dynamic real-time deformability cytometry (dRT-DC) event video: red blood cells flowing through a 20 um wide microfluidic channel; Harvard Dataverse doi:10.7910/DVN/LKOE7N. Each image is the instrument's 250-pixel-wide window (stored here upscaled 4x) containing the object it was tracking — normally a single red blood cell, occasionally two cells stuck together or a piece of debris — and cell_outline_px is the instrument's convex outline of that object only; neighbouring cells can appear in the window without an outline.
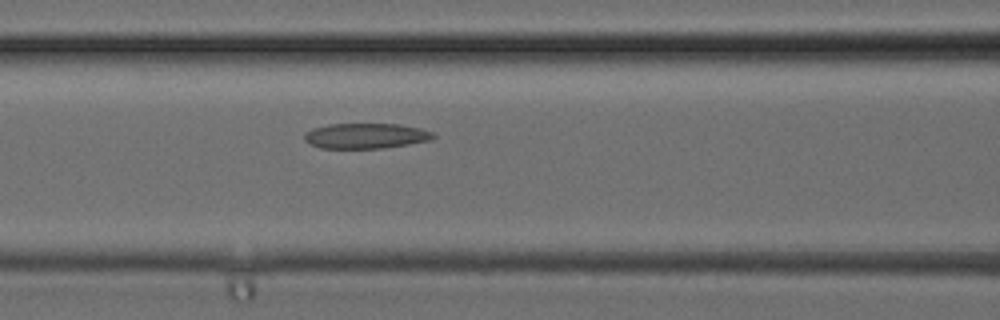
{"species": "common noctule bat (a hibernating species)", "species_latin": "Nyctalus noctula", "temperature_condition": "cold", "stored_images_in_passage": 25, "camera_frame_rate_fps": 3000, "um_per_image_px": 0.085, "animal": {"sex": "female", "body_mass_g": 24.6, "forearm_length_mm": 56.2}, "frame": {"image": 1, "passage_image": 9, "time_ms": 2.667, "image_size_px": [1000, 320], "cell_outline_px": [[436, 136], [432, 140], [408, 144], [380, 148], [320, 148], [308, 144], [304, 140], [304, 132], [312, 128], [328, 124], [400, 124], [420, 128], [432, 132]], "centroid_in_image_um": [31.05, 11.54], "position_along_channel_um": 135.5, "area_um2": 19.13}}
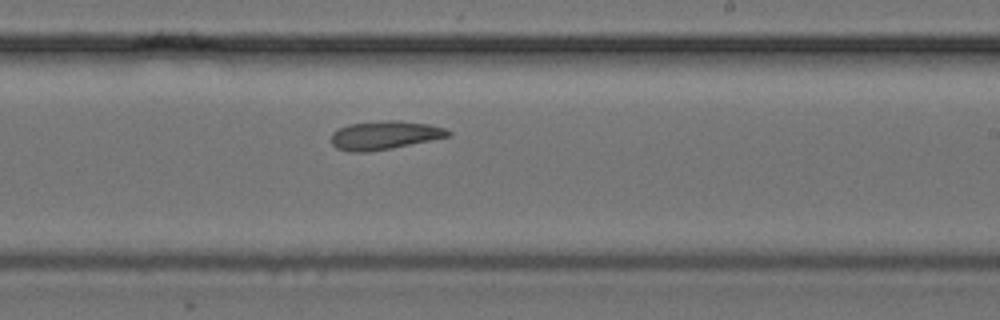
{"frame": {"image": 2, "passage_image": 15, "time_ms": 4.667, "image_size_px": [1000, 320], "cell_outline_px": [[452, 136], [392, 148], [368, 152], [348, 152], [336, 148], [332, 144], [332, 132], [348, 124], [384, 120], [396, 120], [428, 124], [444, 128], [452, 132]], "centroid_in_image_um": [32.7, 11.5], "position_along_channel_um": 256.3, "area_um2": 19.54}}
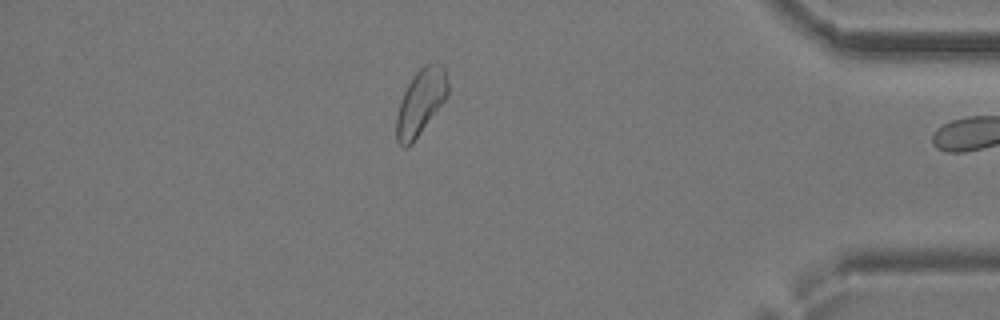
{"frame": {"image": 3, "passage_image": 24, "time_ms": 7.667, "image_size_px": [1000, 320], "cell_outline_px": [[448, 92], [444, 100], [412, 144], [404, 148], [396, 140], [396, 116], [400, 100], [412, 76], [424, 64], [440, 64], [444, 68], [448, 80]], "centroid_in_image_um": [35.73, 8.68], "position_along_channel_um": 399.5, "area_um2": 19.48}}